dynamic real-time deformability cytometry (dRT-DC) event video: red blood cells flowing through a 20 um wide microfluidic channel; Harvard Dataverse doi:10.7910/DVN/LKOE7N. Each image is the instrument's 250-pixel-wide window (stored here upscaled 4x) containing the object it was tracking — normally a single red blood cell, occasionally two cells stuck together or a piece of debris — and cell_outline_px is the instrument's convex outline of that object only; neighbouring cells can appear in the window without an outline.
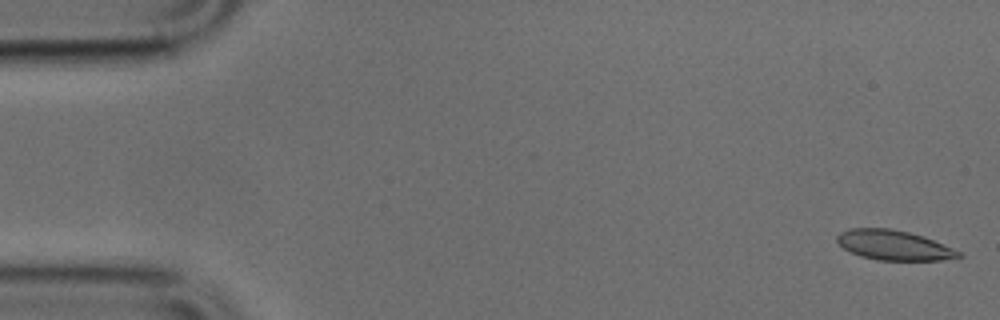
{"species": "common noctule bat (a hibernating species)", "species_latin": "Nyctalus noctula", "temperature_condition": "cold", "stored_images_in_passage": 50, "camera_frame_rate_fps": 3000, "um_per_image_px": 0.085, "animal": {"sex": "male", "body_mass_g": 17.9, "forearm_length_mm": 54.2}, "frame": {"image": 1, "passage_image": 1, "time_ms": 0.0, "image_size_px": [1000, 320], "cell_outline_px": [[964, 256], [940, 260], [876, 260], [860, 256], [844, 248], [836, 240], [836, 236], [840, 232], [848, 228], [888, 228], [908, 232], [924, 236], [952, 248], [960, 252]], "centroid_in_image_um": [75.95, 20.83], "position_along_channel_um": 9.0, "area_um2": 21.04}}
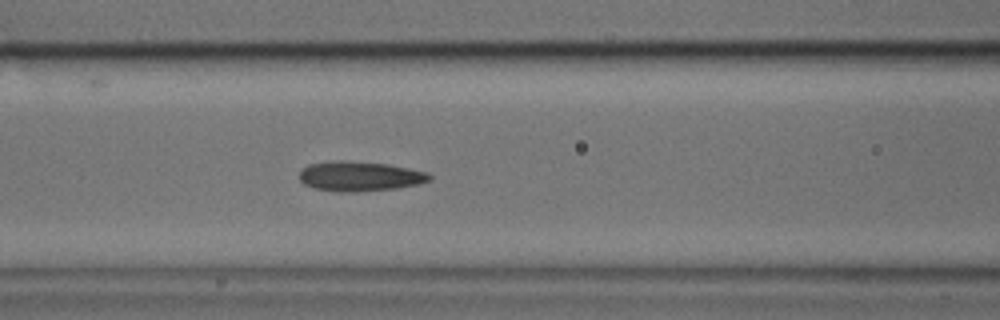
{"frame": {"image": 2, "passage_image": 20, "time_ms": 6.333, "image_size_px": [1000, 320], "cell_outline_px": [[432, 176], [428, 180], [420, 184], [396, 188], [352, 192], [344, 192], [316, 188], [304, 184], [300, 180], [300, 168], [308, 164], [332, 160], [348, 160], [388, 164], [428, 172]], "centroid_in_image_um": [30.56, 14.96], "position_along_channel_um": 136.0, "area_um2": 22.66}}
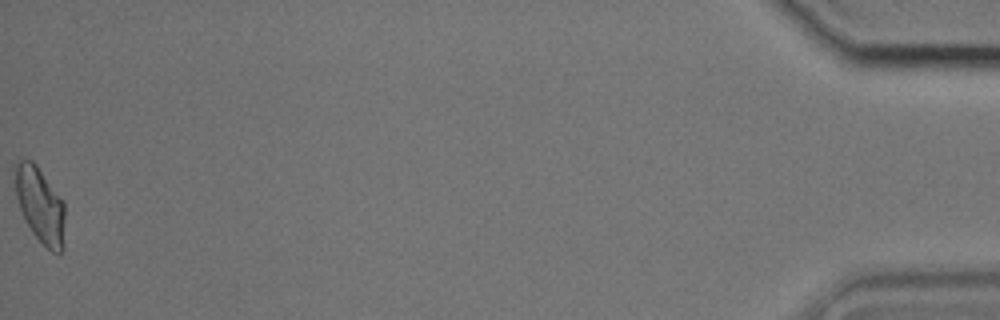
{"frame": {"image": 3, "passage_image": 50, "time_ms": 16.333, "image_size_px": [1000, 320], "cell_outline_px": [[64, 248], [60, 252], [52, 252], [32, 232], [20, 208], [16, 196], [12, 164], [20, 160], [32, 160], [36, 164], [64, 200]], "centroid_in_image_um": [3.4, 17.37], "position_along_channel_um": 431.8, "area_um2": 22.14}}